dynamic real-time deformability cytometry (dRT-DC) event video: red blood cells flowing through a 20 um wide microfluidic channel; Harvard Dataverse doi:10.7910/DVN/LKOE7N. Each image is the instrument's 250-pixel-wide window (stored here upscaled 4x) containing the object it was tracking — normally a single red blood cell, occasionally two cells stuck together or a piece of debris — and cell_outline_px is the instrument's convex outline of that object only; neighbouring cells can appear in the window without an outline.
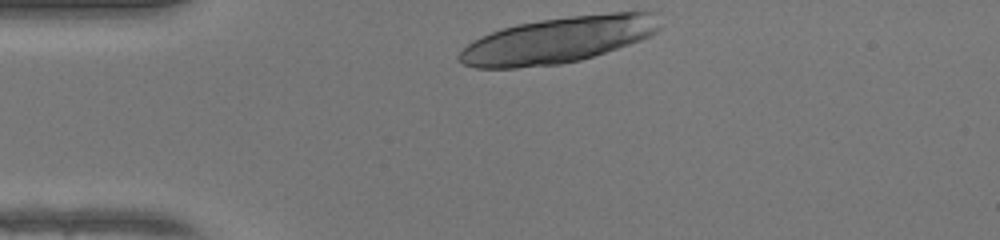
{"species": "human", "species_latin": "Homo sapiens", "temperature_condition": "warm", "stored_images_in_passage": 29, "camera_frame_rate_fps": 3000, "um_per_image_px": 0.085, "donor": {"sex": "female"}, "frame": {"image": 1, "passage_image": 1, "time_ms": 0.0, "image_size_px": [1000, 240], "cell_outline_px": [[660, 28], [656, 32], [640, 40], [580, 60], [560, 64], [516, 68], [476, 68], [464, 64], [456, 60], [456, 56], [472, 40], [492, 32], [516, 24], [540, 20], [572, 16], [612, 12], [652, 12]], "centroid_in_image_um": [47.37, 3.41], "position_along_channel_um": 37.6, "area_um2": 53.35}}